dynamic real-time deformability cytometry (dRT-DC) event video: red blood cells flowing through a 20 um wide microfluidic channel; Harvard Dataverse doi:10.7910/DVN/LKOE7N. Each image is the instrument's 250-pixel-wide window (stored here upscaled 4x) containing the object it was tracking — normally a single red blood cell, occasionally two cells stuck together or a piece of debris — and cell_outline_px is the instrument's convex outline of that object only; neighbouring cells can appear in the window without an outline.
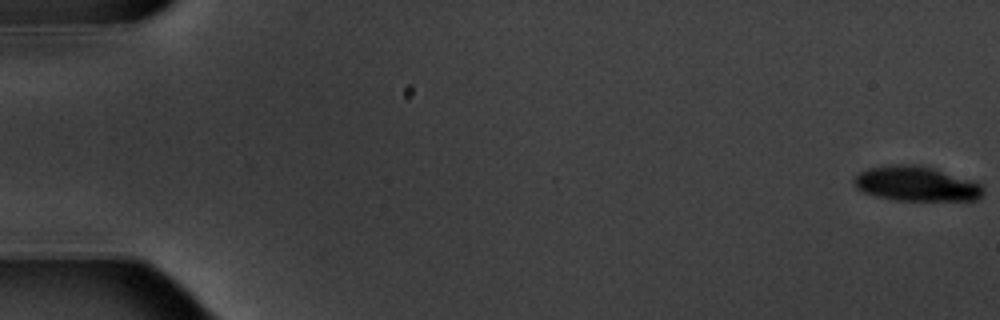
{"species": "common noctule bat (a hibernating species)", "species_latin": "Nyctalus noctula", "temperature_condition": "warm", "stored_images_in_passage": 6, "camera_frame_rate_fps": 3000, "um_per_image_px": 0.085, "animal": {"sex": "male", "body_mass_g": 20.1, "forearm_length_mm": 53.5}, "frame": {"image": 1, "passage_image": 1, "time_ms": 0.0, "image_size_px": [1000, 320], "cell_outline_px": [[984, 192], [976, 200], [896, 200], [876, 196], [864, 192], [856, 188], [852, 180], [860, 172], [868, 168], [888, 164], [920, 164], [936, 168], [976, 180], [984, 188]], "centroid_in_image_um": [77.91, 15.59], "position_along_channel_um": 7.1, "area_um2": 26.65}}
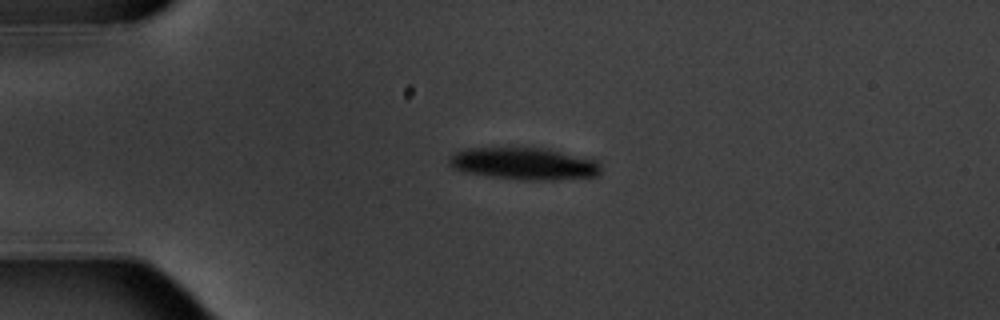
{"frame": {"image": 2, "passage_image": 5, "time_ms": 4.667, "image_size_px": [1000, 320], "cell_outline_px": [[600, 172], [596, 176], [544, 180], [524, 180], [488, 176], [464, 172], [452, 168], [448, 164], [448, 156], [464, 148], [508, 144], [524, 144], [548, 148], [596, 160], [600, 164]], "centroid_in_image_um": [44.44, 13.83], "position_along_channel_um": 40.6, "area_um2": 29.88}}